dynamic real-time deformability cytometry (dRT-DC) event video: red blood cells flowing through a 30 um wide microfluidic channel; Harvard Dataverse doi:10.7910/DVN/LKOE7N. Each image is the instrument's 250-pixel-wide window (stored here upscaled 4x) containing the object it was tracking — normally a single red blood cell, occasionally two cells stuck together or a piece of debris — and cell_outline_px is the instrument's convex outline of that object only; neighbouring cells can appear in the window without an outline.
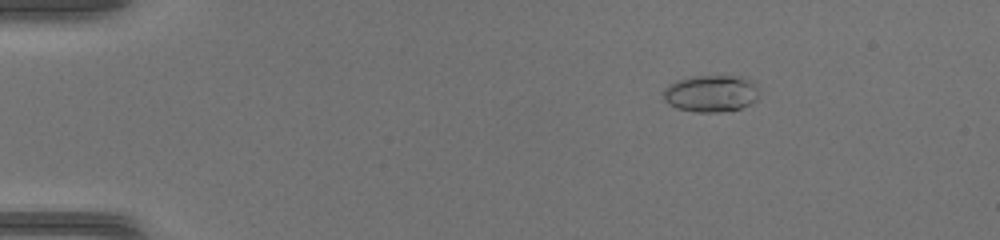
{"species": "common noctule bat (a hibernating species)", "species_latin": "Nyctalus noctula", "temperature_condition": "warm", "stored_images_in_passage": 44, "camera_frame_rate_fps": 3000, "um_per_image_px": 0.085, "animal": {"sex": "female", "body_mass_g": 17.0, "forearm_length_mm": 48.0}, "frame": {"image": 1, "passage_image": 5, "time_ms": 1.333, "image_size_px": [1000, 240], "cell_outline_px": [[760, 88], [756, 100], [740, 108], [720, 112], [696, 112], [676, 108], [668, 104], [664, 100], [664, 88], [668, 84], [676, 80], [692, 76], [744, 76], [752, 80]], "centroid_in_image_um": [60.44, 7.93], "position_along_channel_um": 24.6, "area_um2": 20.87}}
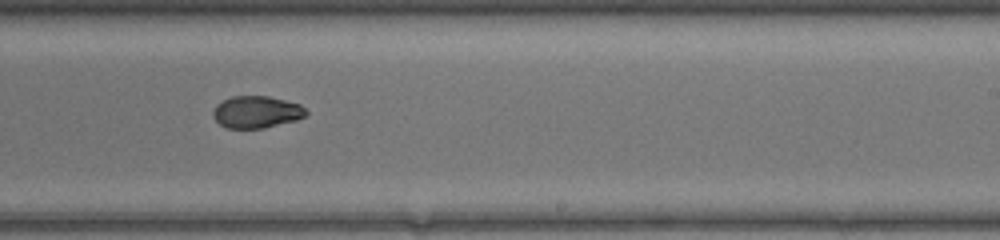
{"frame": {"image": 2, "passage_image": 27, "time_ms": 8.667, "image_size_px": [1000, 240], "cell_outline_px": [[308, 112], [304, 116], [296, 120], [264, 128], [228, 128], [220, 124], [212, 116], [212, 112], [216, 104], [232, 96], [268, 96], [300, 104]], "centroid_in_image_um": [21.78, 9.52], "position_along_channel_um": 267.2, "area_um2": 17.28}}
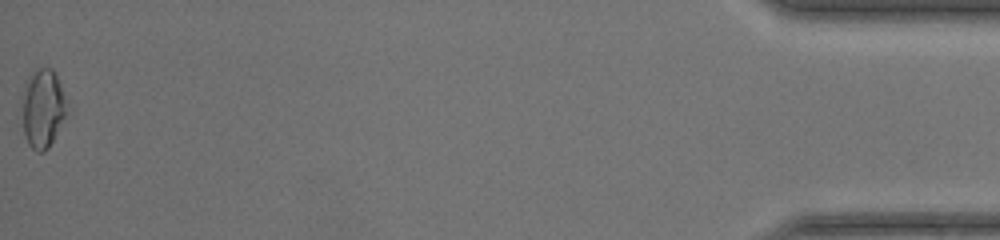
{"frame": {"image": 3, "passage_image": 44, "time_ms": 14.333, "image_size_px": [1000, 240], "cell_outline_px": [[64, 116], [48, 148], [44, 152], [36, 152], [28, 144], [24, 132], [24, 84], [28, 76], [36, 68], [52, 68], [56, 76], [60, 88], [64, 108]], "centroid_in_image_um": [3.58, 9.21], "position_along_channel_um": 431.6, "area_um2": 19.31}}